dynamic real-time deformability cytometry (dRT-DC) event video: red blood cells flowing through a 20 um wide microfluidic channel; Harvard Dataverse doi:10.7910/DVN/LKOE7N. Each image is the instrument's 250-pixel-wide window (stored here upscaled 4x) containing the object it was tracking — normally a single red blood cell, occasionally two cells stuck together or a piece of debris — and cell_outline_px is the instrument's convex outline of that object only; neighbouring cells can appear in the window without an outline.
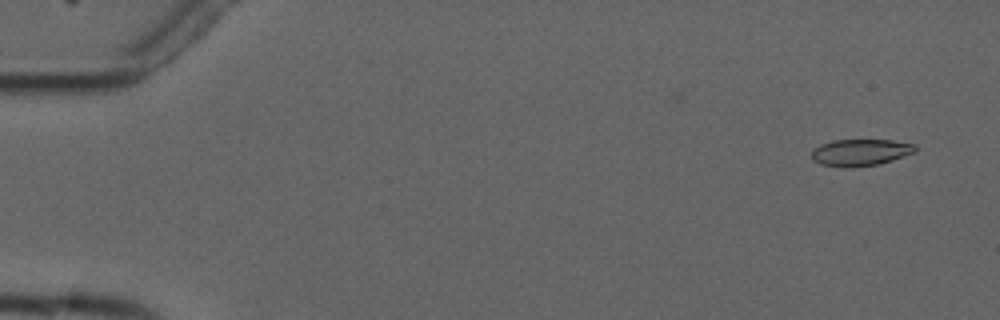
{"species": "common noctule bat (a hibernating species)", "species_latin": "Nyctalus noctula", "temperature_condition": "cold", "stored_images_in_passage": 3, "camera_frame_rate_fps": 3000, "um_per_image_px": 0.085, "animal": {"sex": "male", "forearm_length_mm": 52.5}, "frame": {"image": 1, "passage_image": 3, "time_ms": 2.333, "image_size_px": [1000, 320], "cell_outline_px": [[916, 152], [892, 160], [876, 164], [852, 168], [844, 168], [820, 164], [812, 160], [812, 148], [820, 144], [832, 140], [892, 140], [916, 144]], "centroid_in_image_um": [73.11, 12.96], "position_along_channel_um": 11.9, "area_um2": 16.36}}